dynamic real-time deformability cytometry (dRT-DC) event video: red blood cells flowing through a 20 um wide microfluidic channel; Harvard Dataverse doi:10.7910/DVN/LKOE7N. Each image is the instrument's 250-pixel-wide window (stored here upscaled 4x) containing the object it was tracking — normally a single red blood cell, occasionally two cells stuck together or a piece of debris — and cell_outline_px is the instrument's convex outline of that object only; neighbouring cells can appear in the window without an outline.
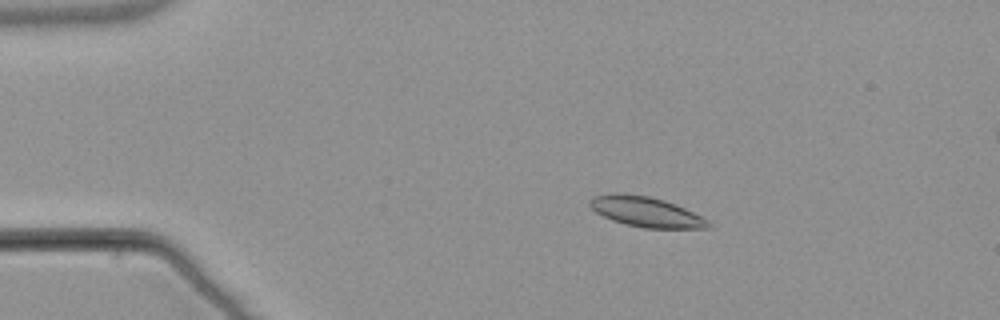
{"species": "common noctule bat (a hibernating species)", "species_latin": "Nyctalus noctula", "temperature_condition": "warm", "stored_images_in_passage": 54, "camera_frame_rate_fps": 3000, "um_per_image_px": 0.085, "animal": {"sex": "male", "body_mass_g": 21.5, "forearm_length_mm": 52.0}, "frame": {"image": 1, "passage_image": 10, "time_ms": 3.0, "image_size_px": [1000, 320], "cell_outline_px": [[712, 228], [644, 228], [624, 224], [612, 220], [596, 212], [588, 204], [588, 200], [592, 196], [616, 192], [624, 192], [648, 196], [664, 200], [676, 204], [708, 220], [712, 224]], "centroid_in_image_um": [54.88, 17.99], "position_along_channel_um": 30.1, "area_um2": 20.98}}
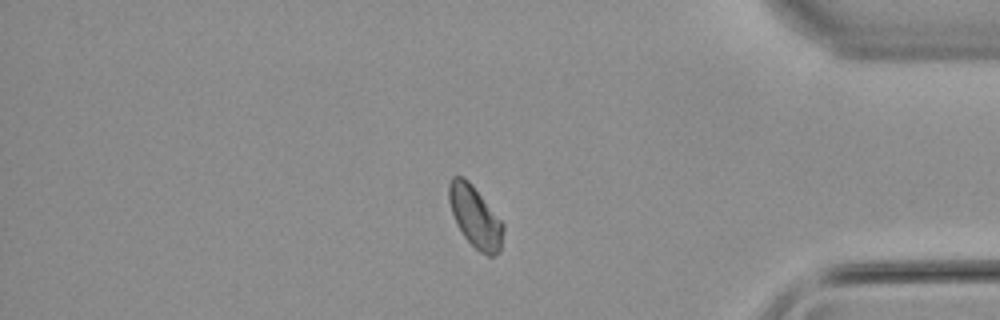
{"frame": {"image": 2, "passage_image": 46, "time_ms": 15.0, "image_size_px": [1000, 320], "cell_outline_px": [[504, 228], [500, 248], [492, 256], [488, 256], [480, 252], [464, 236], [456, 224], [448, 200], [448, 184], [452, 176], [464, 176], [472, 184], [504, 224]], "centroid_in_image_um": [40.36, 18.39], "position_along_channel_um": 394.8, "area_um2": 19.25}}
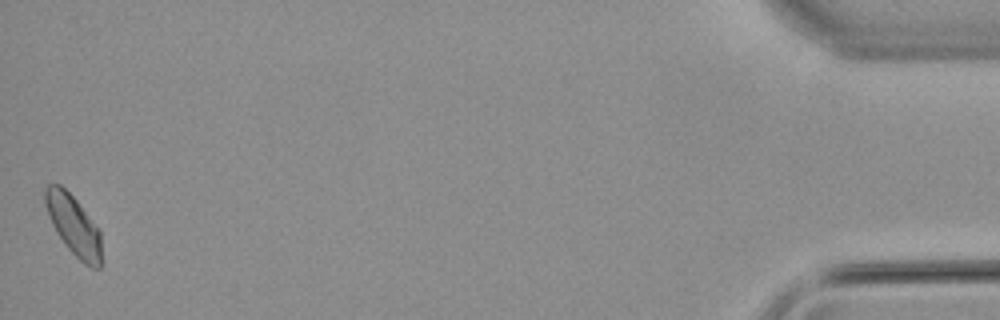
{"frame": {"image": 3, "passage_image": 54, "time_ms": 17.667, "image_size_px": [1000, 320], "cell_outline_px": [[100, 268], [92, 268], [84, 264], [64, 244], [56, 232], [48, 216], [44, 204], [44, 188], [48, 184], [60, 184], [76, 200], [100, 232]], "centroid_in_image_um": [6.2, 19.13], "position_along_channel_um": 429.0, "area_um2": 19.36}, "authors_computed_cell_mechanics": {"area_um2": 19.5364, "velocity_mm_per_s": 3.7881, "shape_relaxation_time_tau1_ms": 9.461, "shape_relaxation_time_tau2_ms": null, "deformation_change_tau1": 0.1255, "deformation_change_tau2": null}}